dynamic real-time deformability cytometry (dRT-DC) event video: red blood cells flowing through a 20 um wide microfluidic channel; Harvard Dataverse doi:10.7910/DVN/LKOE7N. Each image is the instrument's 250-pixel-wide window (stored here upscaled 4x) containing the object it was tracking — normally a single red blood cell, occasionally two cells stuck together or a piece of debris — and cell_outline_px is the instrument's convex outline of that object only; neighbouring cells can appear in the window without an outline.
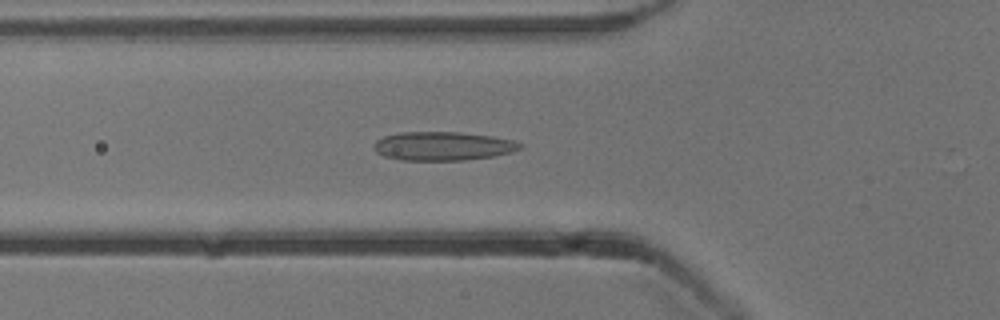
{"species": "common noctule bat (a hibernating species)", "species_latin": "Nyctalus noctula", "temperature_condition": "cold", "stored_images_in_passage": 14, "camera_frame_rate_fps": 3000, "um_per_image_px": 0.085, "animal": {"sex": "male", "body_mass_g": 13.3}, "frame": {"image": 1, "passage_image": 9, "time_ms": 2.667, "image_size_px": [1000, 320], "cell_outline_px": [[524, 144], [520, 148], [512, 152], [492, 156], [464, 160], [400, 160], [384, 156], [376, 152], [372, 148], [372, 144], [376, 140], [384, 136], [400, 132], [460, 132], [492, 136], [516, 140]], "centroid_in_image_um": [37.63, 12.41], "position_along_channel_um": 88.2, "area_um2": 24.68}}
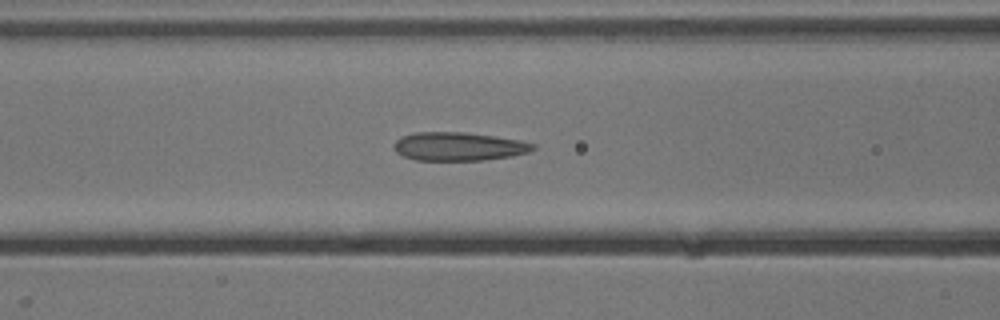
{"frame": {"image": 2, "passage_image": 12, "time_ms": 3.667, "image_size_px": [1000, 320], "cell_outline_px": [[536, 148], [528, 152], [512, 156], [484, 160], [416, 160], [404, 156], [396, 152], [396, 140], [400, 136], [416, 132], [464, 132], [520, 140], [536, 144]], "centroid_in_image_um": [39.01, 12.45], "position_along_channel_um": 127.6, "area_um2": 22.95}}